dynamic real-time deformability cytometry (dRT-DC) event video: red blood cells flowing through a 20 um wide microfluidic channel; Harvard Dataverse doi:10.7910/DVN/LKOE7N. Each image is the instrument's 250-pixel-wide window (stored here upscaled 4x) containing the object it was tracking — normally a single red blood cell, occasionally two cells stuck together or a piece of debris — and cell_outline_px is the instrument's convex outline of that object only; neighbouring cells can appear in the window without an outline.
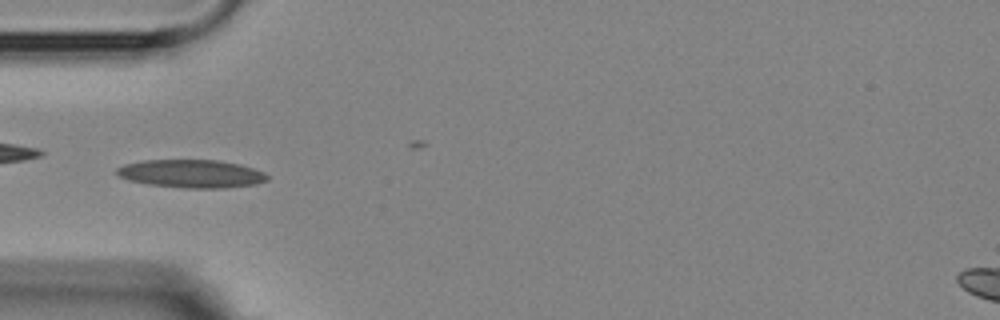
{"species": "Egyptian fruit bat (a non-hibernating species)", "species_latin": "Rousettus aegyptiacus", "temperature_condition": "room temperature", "stored_images_in_passage": 8, "camera_frame_rate_fps": 3000, "um_per_image_px": 0.085, "animal": {"sex": "female"}, "frame": {"image": 1, "passage_image": 6, "time_ms": 5.667, "image_size_px": [1000, 320], "cell_outline_px": [[268, 180], [256, 184], [224, 188], [184, 188], [148, 184], [128, 180], [120, 176], [116, 172], [116, 168], [124, 164], [144, 160], [220, 160], [240, 164], [264, 172], [268, 176]], "centroid_in_image_um": [16.28, 14.76], "position_along_channel_um": 68.7, "area_um2": 24.68}}
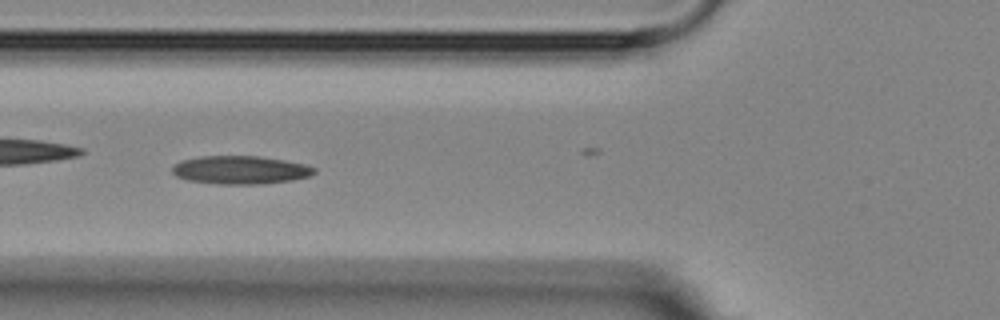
{"frame": {"image": 2, "passage_image": 7, "time_ms": 6.667, "image_size_px": [1000, 320], "cell_outline_px": [[316, 172], [308, 176], [292, 180], [264, 184], [220, 184], [188, 180], [176, 176], [172, 172], [172, 164], [180, 160], [200, 156], [260, 156], [284, 160], [304, 164], [316, 168]], "centroid_in_image_um": [20.4, 14.44], "position_along_channel_um": 105.4, "area_um2": 23.47}}
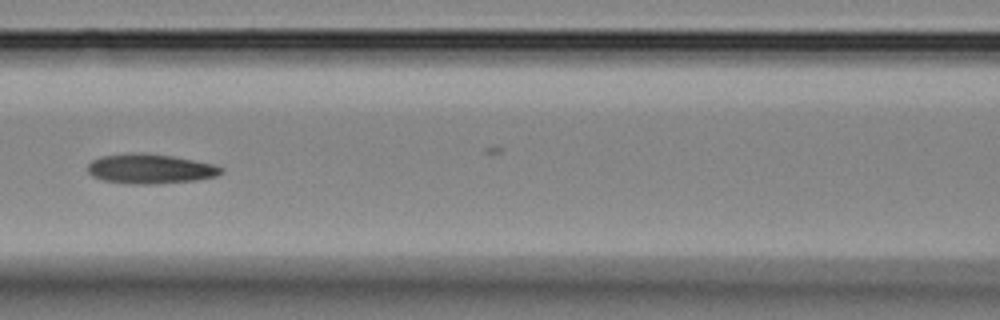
{"frame": {"image": 3, "passage_image": 8, "time_ms": 8.0, "image_size_px": [1000, 320], "cell_outline_px": [[224, 172], [216, 176], [196, 180], [152, 184], [128, 184], [100, 180], [92, 176], [88, 172], [88, 164], [92, 160], [100, 156], [128, 152], [144, 152], [172, 156], [216, 164], [224, 168]], "centroid_in_image_um": [12.75, 14.34], "position_along_channel_um": 153.8, "area_um2": 23.52}}